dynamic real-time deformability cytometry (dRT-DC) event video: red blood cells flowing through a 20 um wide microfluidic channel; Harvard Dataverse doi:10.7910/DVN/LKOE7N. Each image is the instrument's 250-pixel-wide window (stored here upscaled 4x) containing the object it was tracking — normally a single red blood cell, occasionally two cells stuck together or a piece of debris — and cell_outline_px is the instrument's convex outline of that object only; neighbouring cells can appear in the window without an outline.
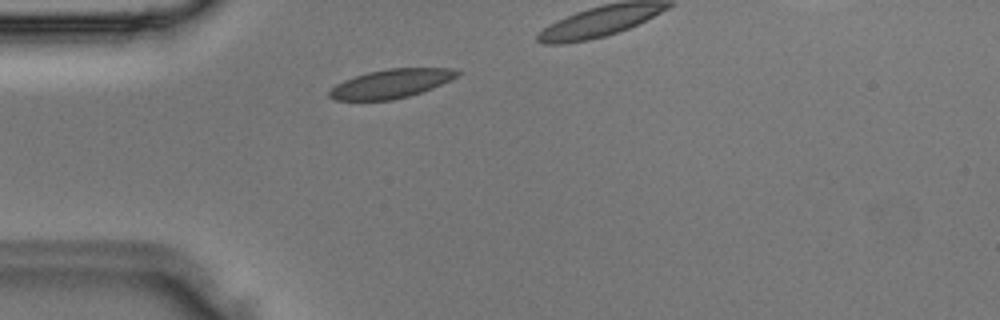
{"species": "Egyptian fruit bat (a non-hibernating species)", "species_latin": "Rousettus aegyptiacus", "temperature_condition": "room temperature", "stored_images_in_passage": 4, "camera_frame_rate_fps": 3000, "um_per_image_px": 0.085, "animal": {"sex": "male"}, "frame": {"image": 1, "passage_image": 2, "time_ms": 0.333, "image_size_px": [1000, 320], "cell_outline_px": [[460, 72], [456, 76], [432, 88], [408, 96], [392, 100], [336, 100], [328, 96], [328, 92], [336, 84], [344, 80], [368, 72], [388, 68], [448, 68]], "centroid_in_image_um": [33.18, 7.11], "position_along_channel_um": 51.8, "area_um2": 21.1}}